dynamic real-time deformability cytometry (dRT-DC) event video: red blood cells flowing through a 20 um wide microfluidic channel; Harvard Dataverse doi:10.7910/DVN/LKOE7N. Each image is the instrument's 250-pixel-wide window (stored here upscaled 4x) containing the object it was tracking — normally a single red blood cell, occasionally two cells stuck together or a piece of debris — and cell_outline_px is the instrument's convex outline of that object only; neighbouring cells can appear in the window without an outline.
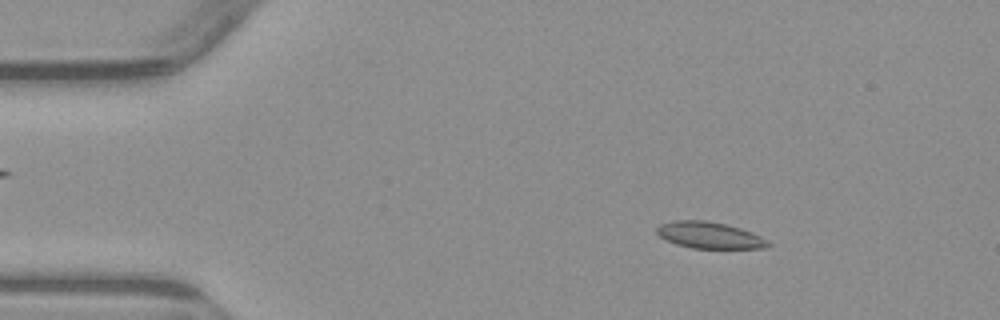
{"species": "common noctule bat (a hibernating species)", "species_latin": "Nyctalus noctula", "temperature_condition": "warm", "stored_images_in_passage": 3, "camera_frame_rate_fps": 3000, "um_per_image_px": 0.085, "animal": {"sex": "male", "body_mass_g": 23.1, "forearm_length_mm": 52.7}, "frame": {"image": 1, "passage_image": 2, "time_ms": 1.333, "image_size_px": [1000, 320], "cell_outline_px": [[772, 244], [768, 248], [692, 248], [676, 244], [660, 236], [656, 232], [656, 228], [660, 224], [676, 220], [708, 220], [740, 228], [760, 236]], "centroid_in_image_um": [60.3, 19.99], "position_along_channel_um": 24.7, "area_um2": 17.05}}